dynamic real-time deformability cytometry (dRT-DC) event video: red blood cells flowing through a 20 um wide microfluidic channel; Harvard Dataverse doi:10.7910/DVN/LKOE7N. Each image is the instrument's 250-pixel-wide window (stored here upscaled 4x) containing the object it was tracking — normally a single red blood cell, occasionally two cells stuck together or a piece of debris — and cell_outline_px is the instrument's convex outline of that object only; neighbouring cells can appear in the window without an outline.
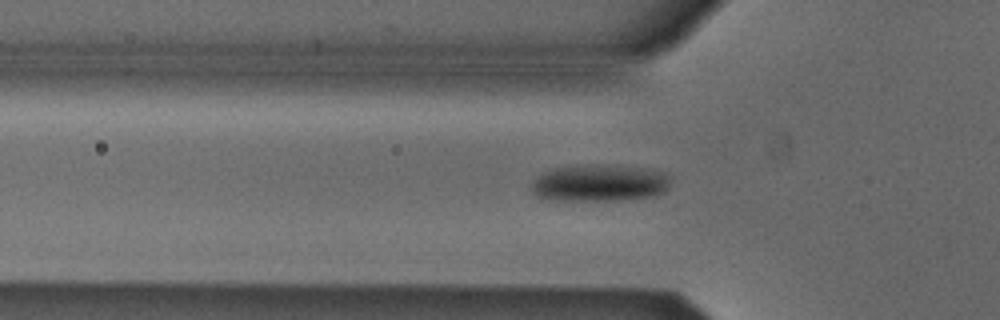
{"species": "Egyptian fruit bat (a non-hibernating species)", "species_latin": "Rousettus aegyptiacus", "temperature_condition": "cold", "stored_images_in_passage": 34, "camera_frame_rate_fps": 3000, "um_per_image_px": 0.085, "animal": {"sex": "male"}, "frame": {"image": 1, "passage_image": 5, "time_ms": 1.333, "image_size_px": [1000, 320], "cell_outline_px": [[668, 188], [664, 192], [656, 196], [620, 200], [548, 200], [536, 196], [532, 188], [532, 180], [536, 176], [544, 172], [556, 168], [588, 164], [640, 168], [664, 172], [668, 176]], "centroid_in_image_um": [50.93, 15.57], "position_along_channel_um": 74.9, "area_um2": 29.77}}
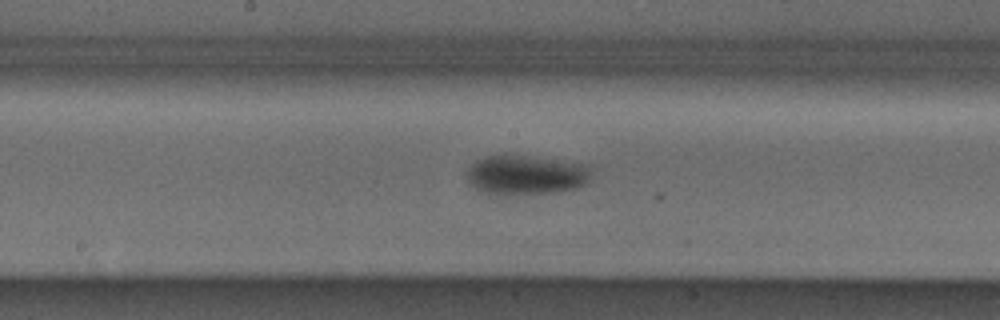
{"frame": {"image": 2, "passage_image": 15, "time_ms": 4.667, "image_size_px": [1000, 320], "cell_outline_px": [[588, 176], [584, 184], [576, 188], [556, 192], [496, 196], [476, 188], [468, 180], [468, 168], [476, 160], [484, 156], [504, 152], [588, 164]], "centroid_in_image_um": [44.64, 14.84], "position_along_channel_um": 203.6, "area_um2": 29.13}}
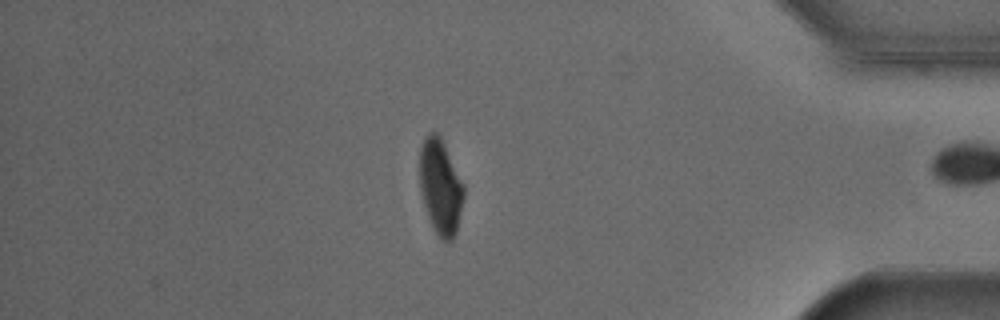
{"frame": {"image": 3, "passage_image": 33, "time_ms": 10.667, "image_size_px": [1000, 320], "cell_outline_px": [[464, 196], [456, 232], [452, 240], [448, 244], [440, 240], [432, 228], [424, 204], [420, 188], [420, 148], [424, 136], [428, 132], [436, 132], [440, 136], [464, 184]], "centroid_in_image_um": [37.44, 15.91], "position_along_channel_um": 397.8, "area_um2": 24.62}, "authors_computed_cell_mechanics": {"area_um2": 28.6399, "velocity_mm_per_s": 3.8534, "shape_relaxation_time_tau1_ms": 5.9179, "shape_relaxation_time_tau2_ms": 4.7333, "deformation_change_tau1": 0.1425, "deformation_change_tau2": 0.0546}}